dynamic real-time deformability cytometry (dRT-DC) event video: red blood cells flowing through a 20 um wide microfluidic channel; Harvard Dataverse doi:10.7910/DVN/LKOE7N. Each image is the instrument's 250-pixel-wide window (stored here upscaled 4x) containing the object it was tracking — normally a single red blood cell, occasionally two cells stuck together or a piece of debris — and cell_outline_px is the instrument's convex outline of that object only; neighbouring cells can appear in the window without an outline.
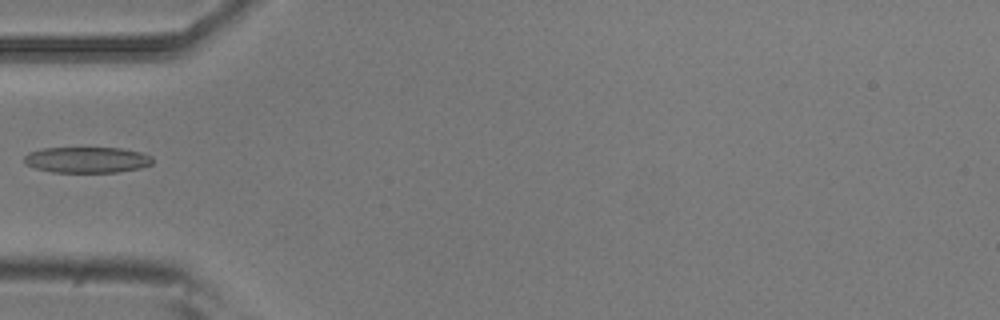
{"species": "common noctule bat (a hibernating species)", "species_latin": "Nyctalus noctula", "temperature_condition": "room temperature", "stored_images_in_passage": 5, "camera_frame_rate_fps": 3000, "um_per_image_px": 0.085, "animal": {"sex": "male", "body_mass_g": 20.5, "forearm_length_mm": 52.5}, "frame": {"image": 1, "passage_image": 5, "time_ms": 1.333, "image_size_px": [1000, 320], "cell_outline_px": [[152, 164], [140, 168], [116, 172], [52, 172], [36, 168], [28, 164], [24, 160], [24, 156], [28, 152], [40, 148], [120, 148], [140, 152], [152, 156]], "centroid_in_image_um": [7.39, 13.58], "position_along_channel_um": 77.6, "area_um2": 19.31}}